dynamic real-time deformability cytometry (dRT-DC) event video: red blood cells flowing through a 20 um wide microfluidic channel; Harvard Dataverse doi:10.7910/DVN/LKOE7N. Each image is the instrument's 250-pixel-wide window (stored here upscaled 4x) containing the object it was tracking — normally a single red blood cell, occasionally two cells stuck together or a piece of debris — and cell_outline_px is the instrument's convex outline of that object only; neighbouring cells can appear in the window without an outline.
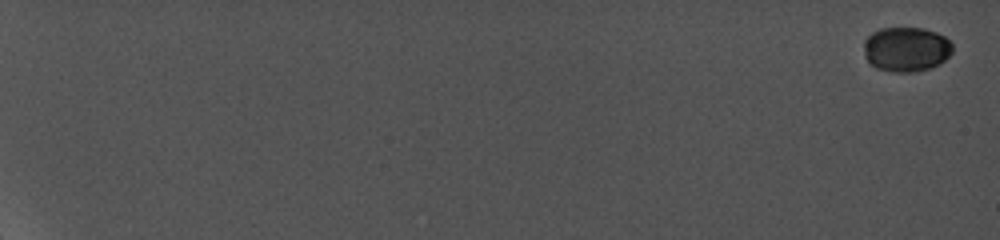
{"species": "common noctule bat (a hibernating species)", "species_latin": "Nyctalus noctula", "temperature_condition": "cold", "stored_images_in_passage": 32, "camera_frame_rate_fps": 5000, "um_per_image_px": 0.085, "animal": {"sex": "female", "body_mass_g": 19.0, "forearm_length_mm": 56.7}, "frame": {"image": 1, "passage_image": 1, "time_ms": 0.0, "image_size_px": [1000, 240], "cell_outline_px": [[952, 52], [940, 64], [932, 68], [916, 72], [892, 72], [876, 68], [868, 64], [864, 56], [864, 40], [872, 32], [880, 28], [924, 28], [936, 32], [944, 36], [952, 44]], "centroid_in_image_um": [77.0, 4.2], "position_along_channel_um": 8.0, "area_um2": 23.47}}
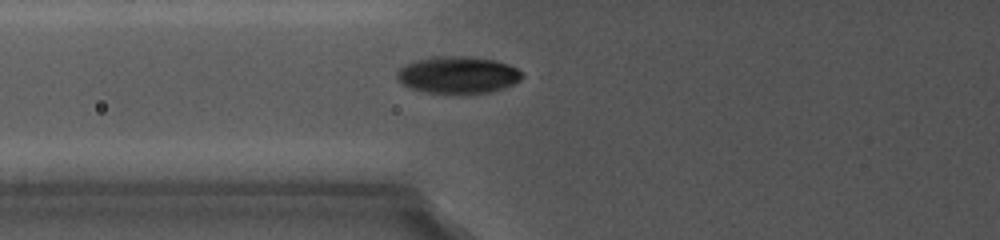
{"frame": {"image": 2, "passage_image": 14, "time_ms": 9.2, "image_size_px": [1000, 240], "cell_outline_px": [[524, 76], [520, 80], [504, 88], [488, 92], [424, 92], [408, 88], [396, 76], [396, 72], [404, 64], [416, 60], [436, 56], [468, 56], [496, 60], [508, 64], [524, 72]], "centroid_in_image_um": [38.93, 6.34], "position_along_channel_um": 86.9, "area_um2": 26.82}}
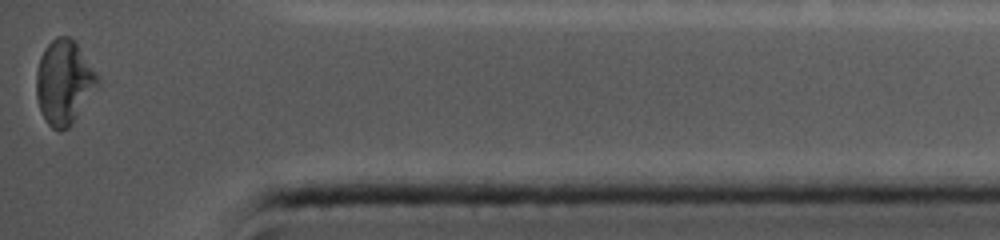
{"frame": {"image": 3, "passage_image": 32, "time_ms": 18.4, "image_size_px": [1000, 240], "cell_outline_px": [[100, 84], [68, 128], [60, 132], [52, 128], [44, 120], [36, 96], [36, 72], [40, 56], [44, 48], [56, 36], [68, 36], [76, 40], [96, 72], [100, 80]], "centroid_in_image_um": [5.44, 6.97], "position_along_channel_um": 429.8, "area_um2": 30.35}, "authors_computed_cell_mechanics": {"area_um2": 25.8077, "velocity_mm_per_s": 3.8262, "shape_relaxation_time_tau1_ms": null, "shape_relaxation_time_tau2_ms": 1.2827, "deformation_change_tau1": null, "deformation_change_tau2": 0.0323}}